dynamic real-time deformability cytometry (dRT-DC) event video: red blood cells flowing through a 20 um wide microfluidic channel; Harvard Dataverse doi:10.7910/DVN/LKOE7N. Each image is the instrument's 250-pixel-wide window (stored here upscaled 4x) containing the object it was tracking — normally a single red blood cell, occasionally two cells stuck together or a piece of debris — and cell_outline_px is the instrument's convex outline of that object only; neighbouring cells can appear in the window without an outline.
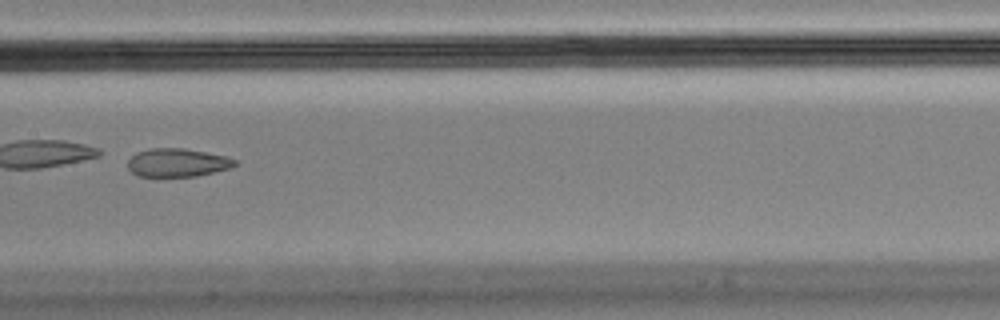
{"species": "Egyptian fruit bat (a non-hibernating species)", "species_latin": "Rousettus aegyptiacus", "temperature_condition": "cold", "stored_images_in_passage": 5, "camera_frame_rate_fps": 3000, "um_per_image_px": 0.085, "animal": {"sex": "male"}, "frame": {"image": 1, "passage_image": 4, "time_ms": 1.0, "image_size_px": [1000, 320], "cell_outline_px": [[236, 164], [232, 168], [196, 176], [140, 176], [132, 172], [128, 168], [128, 160], [136, 152], [148, 148], [184, 148], [224, 156], [236, 160]], "centroid_in_image_um": [15.06, 13.82], "position_along_channel_um": 192.3, "area_um2": 17.57}}